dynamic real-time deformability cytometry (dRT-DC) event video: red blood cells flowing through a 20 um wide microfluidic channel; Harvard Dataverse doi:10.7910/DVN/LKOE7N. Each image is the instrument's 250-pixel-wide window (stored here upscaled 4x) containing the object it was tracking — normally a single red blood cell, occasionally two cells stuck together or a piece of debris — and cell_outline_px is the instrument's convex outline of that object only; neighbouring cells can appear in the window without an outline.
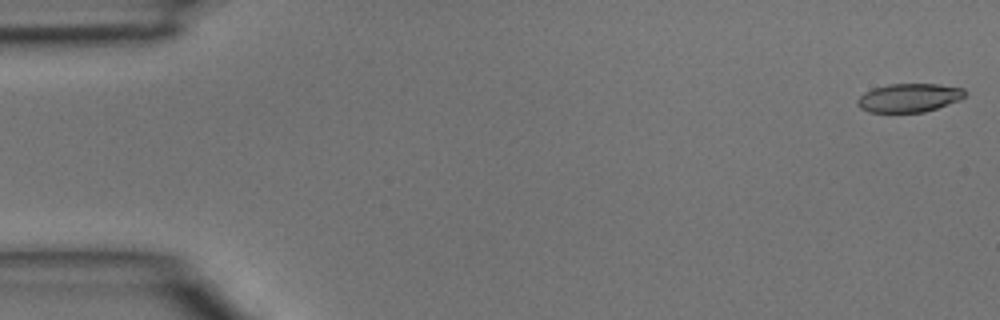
{"species": "common noctule bat (a hibernating species)", "species_latin": "Nyctalus noctula", "temperature_condition": "room temperature", "stored_images_in_passage": 4, "camera_frame_rate_fps": 3000, "um_per_image_px": 0.085, "animal": {"sex": "male", "body_mass_g": 15.6}, "frame": {"image": 1, "passage_image": 1, "time_ms": 0.0, "image_size_px": [1000, 320], "cell_outline_px": [[968, 92], [960, 100], [924, 112], [868, 112], [860, 108], [856, 104], [856, 100], [864, 92], [872, 88], [888, 84], [940, 84], [964, 88]], "centroid_in_image_um": [77.26, 8.3], "position_along_channel_um": 7.7, "area_um2": 18.09}}
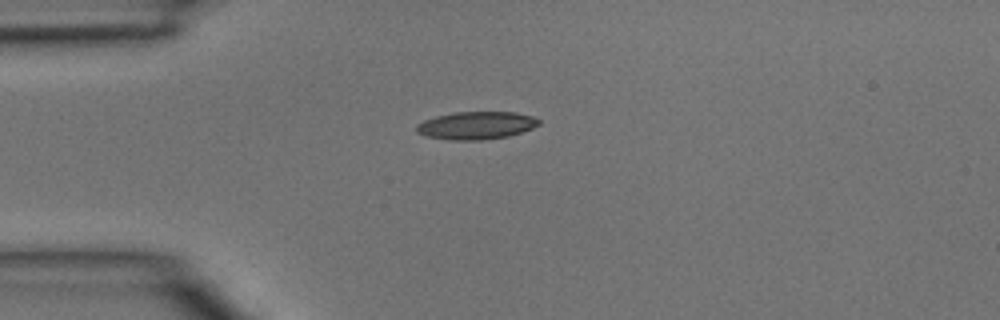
{"frame": {"image": 2, "passage_image": 3, "time_ms": 0.667, "image_size_px": [1000, 320], "cell_outline_px": [[540, 124], [532, 128], [508, 136], [480, 140], [448, 140], [428, 136], [416, 132], [416, 124], [424, 120], [436, 116], [456, 112], [516, 112], [532, 116], [540, 120]], "centroid_in_image_um": [40.47, 10.66], "position_along_channel_um": 44.5, "area_um2": 19.71}}